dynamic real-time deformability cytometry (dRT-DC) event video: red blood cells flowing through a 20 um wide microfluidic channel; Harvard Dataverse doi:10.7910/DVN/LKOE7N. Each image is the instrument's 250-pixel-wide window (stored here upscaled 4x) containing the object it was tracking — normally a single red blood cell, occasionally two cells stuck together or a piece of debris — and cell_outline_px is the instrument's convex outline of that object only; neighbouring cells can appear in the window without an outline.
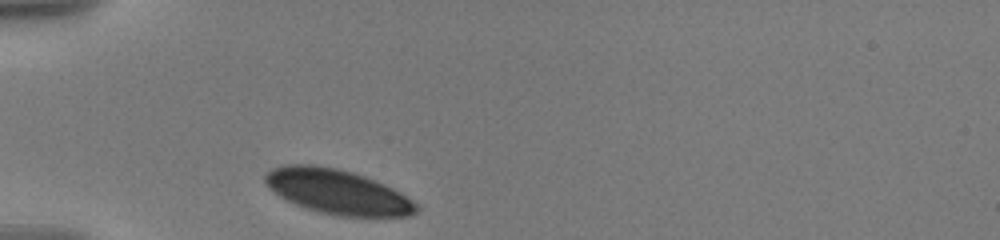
{"species": "human", "species_latin": "Homo sapiens", "temperature_condition": "warm", "stored_images_in_passage": 6, "camera_frame_rate_fps": 3000, "um_per_image_px": 0.085, "donor": {"sex": "male"}, "frame": {"image": 1, "passage_image": 1, "time_ms": 0.0, "image_size_px": [1000, 240], "cell_outline_px": [[420, 208], [416, 212], [408, 216], [336, 216], [304, 208], [280, 196], [268, 188], [264, 180], [264, 176], [272, 168], [284, 164], [312, 164], [336, 168], [352, 172], [364, 176], [384, 184], [392, 188], [412, 200]], "centroid_in_image_um": [28.65, 16.29], "position_along_channel_um": 56.3, "area_um2": 39.19}}
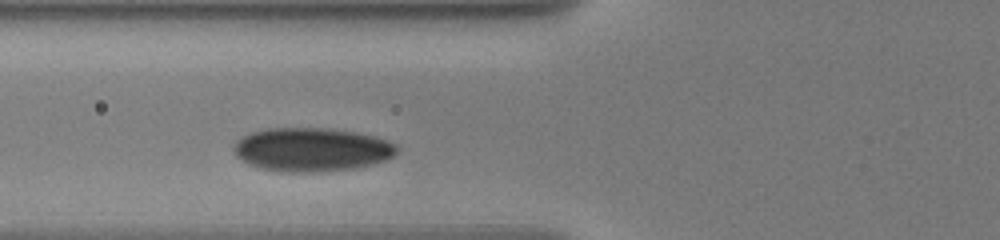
{"frame": {"image": 2, "passage_image": 3, "time_ms": 1.667, "image_size_px": [1000, 240], "cell_outline_px": [[400, 148], [392, 156], [384, 160], [372, 164], [356, 168], [312, 172], [288, 172], [260, 168], [248, 164], [236, 156], [232, 148], [232, 144], [236, 140], [252, 132], [268, 128], [328, 128], [356, 132], [376, 136], [396, 144]], "centroid_in_image_um": [26.48, 12.7], "position_along_channel_um": 99.3, "area_um2": 41.62}}
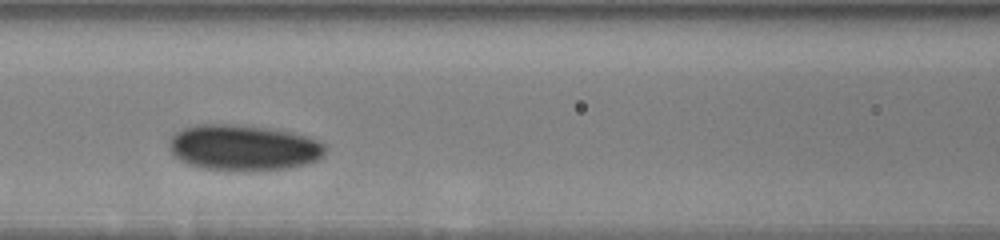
{"frame": {"image": 3, "passage_image": 5, "time_ms": 3.0, "image_size_px": [1000, 240], "cell_outline_px": [[324, 156], [316, 160], [292, 168], [256, 172], [232, 172], [200, 168], [188, 164], [180, 160], [172, 152], [168, 144], [172, 136], [176, 132], [184, 128], [200, 124], [228, 124], [268, 128], [292, 132], [316, 140], [324, 144]], "centroid_in_image_um": [20.68, 12.59], "position_along_channel_um": 145.9, "area_um2": 42.14}}